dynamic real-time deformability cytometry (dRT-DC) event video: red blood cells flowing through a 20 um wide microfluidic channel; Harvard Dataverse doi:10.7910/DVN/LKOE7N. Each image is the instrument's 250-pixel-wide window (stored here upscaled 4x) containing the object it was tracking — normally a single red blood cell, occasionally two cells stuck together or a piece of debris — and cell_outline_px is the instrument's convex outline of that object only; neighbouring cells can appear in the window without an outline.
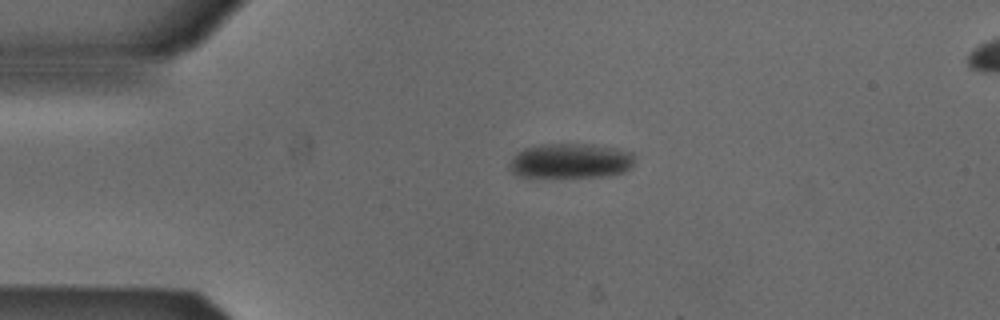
{"species": "Egyptian fruit bat (a non-hibernating species)", "species_latin": "Rousettus aegyptiacus", "temperature_condition": "cold", "stored_images_in_passage": 3, "segment_of_instrument_passage": [1, 2], "camera_frame_rate_fps": 3000, "um_per_image_px": 0.085, "animal": {"sex": "male"}, "frame": {"image": 1, "passage_image": 1, "time_ms": 0.0, "image_size_px": [1000, 320], "cell_outline_px": [[636, 156], [632, 168], [624, 172], [604, 176], [520, 176], [512, 172], [508, 168], [508, 164], [512, 156], [516, 152], [524, 148], [536, 144], [592, 144], [616, 148], [632, 152]], "centroid_in_image_um": [48.5, 13.65], "position_along_channel_um": 36.5, "area_um2": 25.66}}